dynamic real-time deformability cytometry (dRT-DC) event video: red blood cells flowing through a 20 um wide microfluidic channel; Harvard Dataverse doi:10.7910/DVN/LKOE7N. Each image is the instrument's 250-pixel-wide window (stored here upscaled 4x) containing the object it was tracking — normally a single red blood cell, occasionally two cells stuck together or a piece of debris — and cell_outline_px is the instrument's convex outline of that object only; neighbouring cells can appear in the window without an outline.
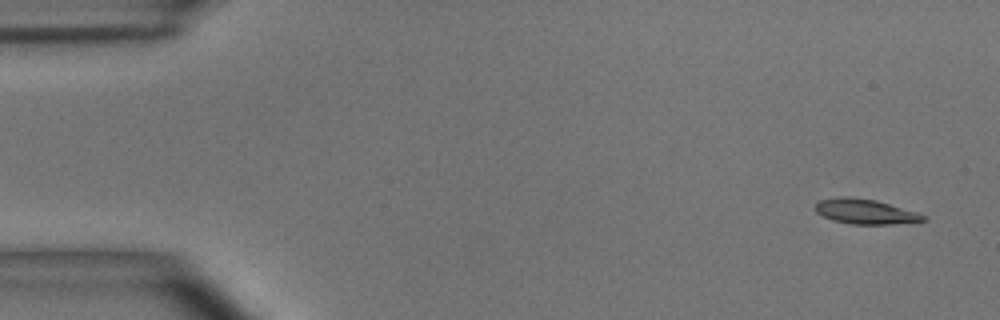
{"species": "common noctule bat (a hibernating species)", "species_latin": "Nyctalus noctula", "temperature_condition": "room temperature", "stored_images_in_passage": 5, "camera_frame_rate_fps": 3000, "um_per_image_px": 0.085, "animal": {"sex": "male", "body_mass_g": 15.6}, "frame": {"image": 1, "passage_image": 1, "time_ms": 0.0, "image_size_px": [1000, 320], "cell_outline_px": [[928, 220], [916, 224], [852, 224], [832, 220], [816, 212], [816, 204], [820, 200], [844, 196], [848, 196], [876, 200], [916, 212], [924, 216]], "centroid_in_image_um": [73.62, 18.0], "position_along_channel_um": 11.4, "area_um2": 15.78}}
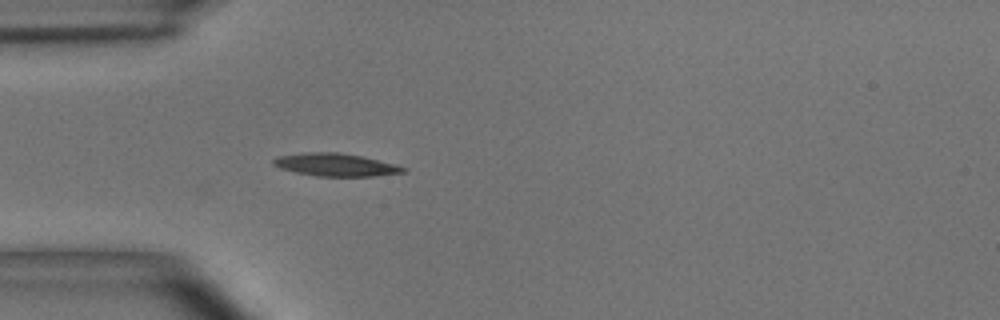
{"frame": {"image": 2, "passage_image": 5, "time_ms": 1.333, "image_size_px": [1000, 320], "cell_outline_px": [[408, 172], [376, 176], [316, 176], [296, 172], [280, 168], [272, 164], [272, 160], [276, 156], [300, 152], [336, 152], [364, 156], [396, 164], [408, 168]], "centroid_in_image_um": [28.55, 14.0], "position_along_channel_um": 56.4, "area_um2": 17.57}}